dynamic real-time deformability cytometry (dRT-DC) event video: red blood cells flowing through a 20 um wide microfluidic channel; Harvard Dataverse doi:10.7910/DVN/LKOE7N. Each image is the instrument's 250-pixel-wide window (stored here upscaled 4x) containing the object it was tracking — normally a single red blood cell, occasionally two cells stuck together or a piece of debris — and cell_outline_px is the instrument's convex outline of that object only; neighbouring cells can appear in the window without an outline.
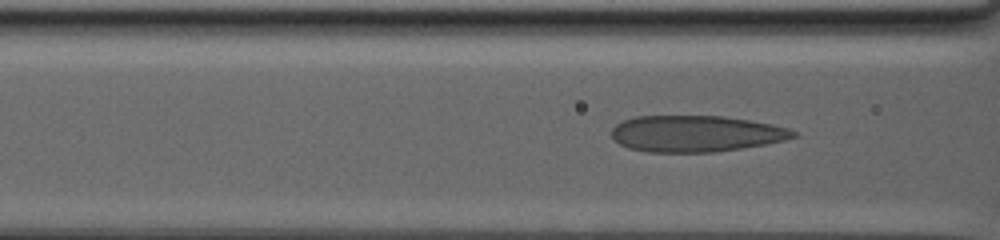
{"species": "human", "species_latin": "Homo sapiens", "temperature_condition": "warm", "stored_images_in_passage": 41, "camera_frame_rate_fps": 3000, "um_per_image_px": 0.085, "donor": {"sex": "male"}, "frame": {"image": 1, "passage_image": 25, "time_ms": 7.333, "image_size_px": [1000, 240], "cell_outline_px": [[796, 136], [784, 140], [764, 144], [740, 148], [712, 152], [648, 152], [628, 148], [620, 144], [612, 136], [612, 128], [616, 124], [624, 120], [636, 116], [724, 116], [772, 124], [788, 128], [796, 132]], "centroid_in_image_um": [59.12, 11.36], "position_along_channel_um": 107.5, "area_um2": 38.26}}
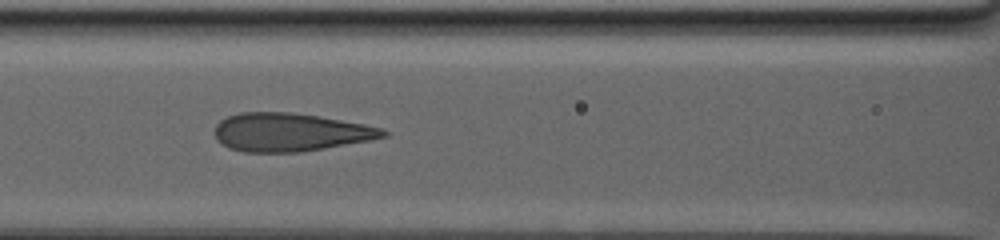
{"frame": {"image": 2, "passage_image": 32, "time_ms": 8.667, "image_size_px": [1000, 240], "cell_outline_px": [[388, 136], [368, 140], [324, 148], [300, 152], [244, 152], [228, 148], [216, 140], [212, 132], [216, 124], [220, 120], [228, 116], [240, 112], [292, 112], [320, 116], [364, 124], [384, 128], [388, 132]], "centroid_in_image_um": [24.61, 11.23], "position_along_channel_um": 142.0, "area_um2": 37.8}}
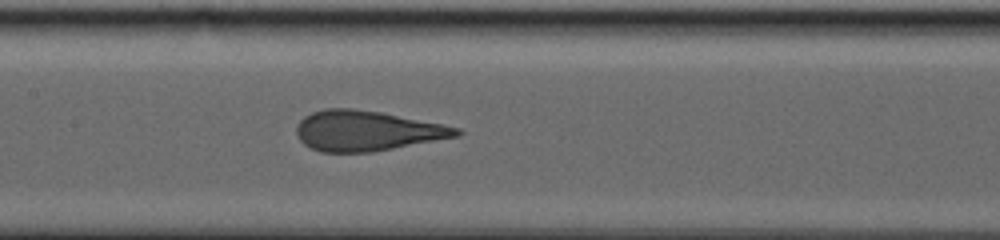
{"frame": {"image": 3, "passage_image": 39, "time_ms": 10.0, "image_size_px": [1000, 240], "cell_outline_px": [[464, 132], [460, 136], [372, 152], [320, 152], [304, 144], [300, 140], [296, 132], [296, 128], [300, 120], [304, 116], [312, 112], [324, 108], [352, 108], [380, 112], [460, 128]], "centroid_in_image_um": [31.17, 11.12], "position_along_channel_um": 176.2, "area_um2": 37.34}}